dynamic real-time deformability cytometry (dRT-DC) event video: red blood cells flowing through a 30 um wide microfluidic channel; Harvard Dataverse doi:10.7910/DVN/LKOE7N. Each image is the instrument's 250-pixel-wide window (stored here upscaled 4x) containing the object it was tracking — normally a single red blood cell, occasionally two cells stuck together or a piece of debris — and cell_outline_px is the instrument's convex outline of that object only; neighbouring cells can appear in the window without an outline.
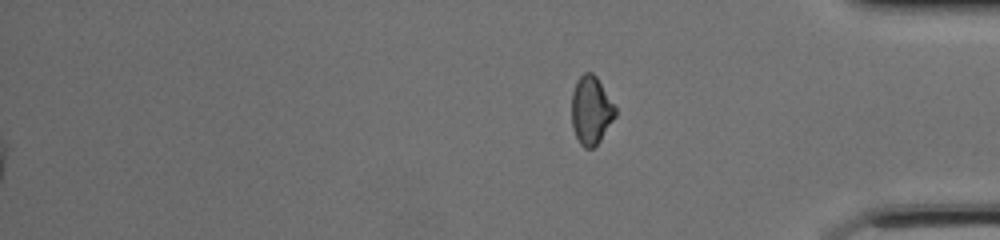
{"species": "common noctule bat (a hibernating species)", "species_latin": "Nyctalus noctula", "temperature_condition": "cold", "stored_images_in_passage": 42, "segment_of_instrument_passage": [2, 2], "camera_frame_rate_fps": 3000, "um_per_image_px": 0.085, "animal": {"sex": "female", "body_mass_g": 17.0, "forearm_length_mm": 48.0}, "frame": {"image": 1, "passage_image": 42, "time_ms": 13.667, "image_size_px": [1000, 240], "cell_outline_px": [[616, 116], [600, 140], [592, 148], [584, 148], [580, 144], [576, 136], [572, 124], [572, 92], [576, 80], [584, 72], [592, 72], [596, 76], [616, 108]], "centroid_in_image_um": [50.23, 9.36], "position_along_channel_um": 385.0, "area_um2": 17.22}}